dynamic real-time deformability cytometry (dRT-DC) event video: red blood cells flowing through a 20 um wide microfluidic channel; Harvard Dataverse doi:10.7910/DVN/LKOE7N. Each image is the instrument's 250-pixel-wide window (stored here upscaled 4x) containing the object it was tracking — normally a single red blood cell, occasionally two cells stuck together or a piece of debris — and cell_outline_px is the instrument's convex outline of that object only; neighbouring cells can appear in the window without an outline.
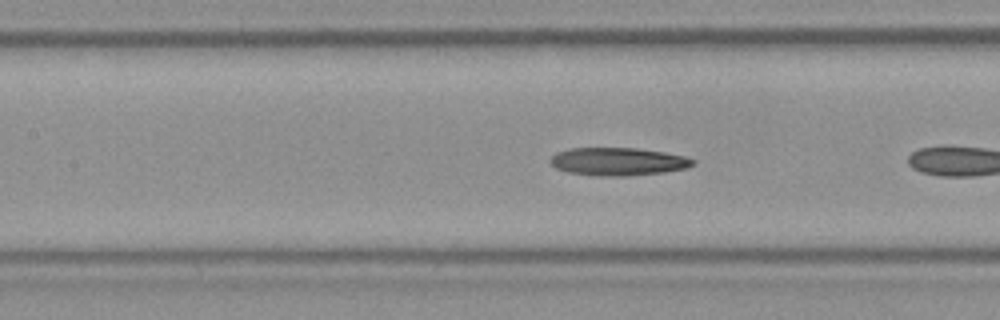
{"species": "Egyptian fruit bat (a non-hibernating species)", "species_latin": "Rousettus aegyptiacus", "temperature_condition": "room temperature", "stored_images_in_passage": 8, "camera_frame_rate_fps": 3000, "um_per_image_px": 0.085, "frame": {"image": 1, "passage_image": 7, "time_ms": 2.0, "image_size_px": [1000, 320], "cell_outline_px": [[696, 164], [688, 168], [664, 172], [624, 176], [600, 176], [568, 172], [556, 168], [548, 160], [556, 152], [568, 148], [636, 148], [664, 152], [684, 156], [696, 160]], "centroid_in_image_um": [52.54, 13.73], "position_along_channel_um": 154.9, "area_um2": 23.29}}